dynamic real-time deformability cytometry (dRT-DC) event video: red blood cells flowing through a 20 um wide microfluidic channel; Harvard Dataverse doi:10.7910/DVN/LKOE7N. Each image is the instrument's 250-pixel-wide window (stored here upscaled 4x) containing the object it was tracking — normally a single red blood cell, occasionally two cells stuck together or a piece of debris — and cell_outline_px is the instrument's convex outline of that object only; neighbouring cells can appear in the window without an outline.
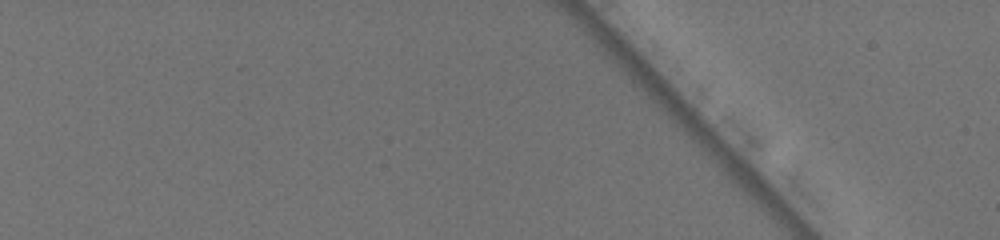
{"species": "common noctule bat (a hibernating species)", "species_latin": "Nyctalus noctula", "temperature_condition": "warm", "stored_images_in_passage": 3, "camera_frame_rate_fps": 3000, "um_per_image_px": 0.085, "animal": {"sex": "female", "body_mass_g": 19.5, "forearm_length_mm": 54.1}, "frame": {"image": 1, "passage_image": 3, "time_ms": 0.667, "image_size_px": [1000, 240], "cell_outline_px": [[932, 100], [924, 132], [920, 136], [916, 136], [872, 92], [872, 84], [888, 52], [896, 48], [912, 56], [928, 68], [932, 76]], "centroid_in_image_um": [76.94, 7.6], "position_along_channel_um": 8.1, "area_um2": 24.74}}